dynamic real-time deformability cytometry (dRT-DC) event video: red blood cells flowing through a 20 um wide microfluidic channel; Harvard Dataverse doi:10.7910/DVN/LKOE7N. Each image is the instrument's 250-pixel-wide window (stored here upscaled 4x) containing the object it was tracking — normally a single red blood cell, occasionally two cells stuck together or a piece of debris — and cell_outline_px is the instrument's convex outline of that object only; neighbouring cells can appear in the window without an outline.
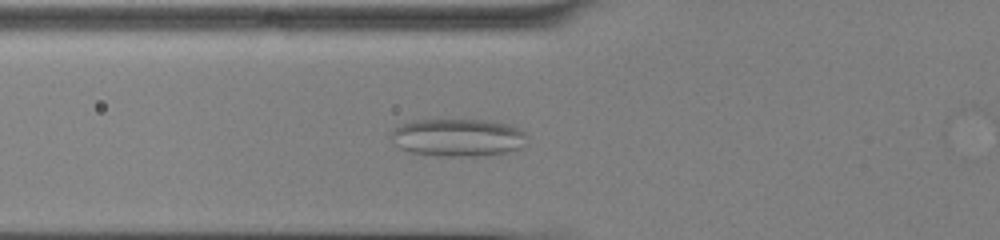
{"species": "common noctule bat (a hibernating species)", "species_latin": "Nyctalus noctula", "temperature_condition": "cold", "stored_images_in_passage": 51, "camera_frame_rate_fps": 3000, "um_per_image_px": 0.085, "animal": {"sex": "male", "body_mass_g": 13.0, "forearm_length_mm": 53.1}, "frame": {"image": 1, "passage_image": 18, "time_ms": 5.667, "image_size_px": [1000, 240], "cell_outline_px": [[528, 144], [524, 148], [504, 152], [476, 156], [448, 156], [412, 152], [400, 148], [392, 144], [388, 136], [392, 128], [412, 120], [440, 116], [492, 120], [508, 124], [520, 128], [528, 136]], "centroid_in_image_um": [38.9, 11.62], "position_along_channel_um": 86.9, "area_um2": 31.56}}
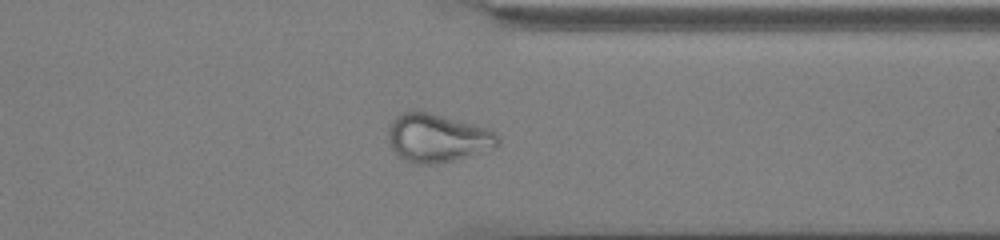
{"frame": {"image": 2, "passage_image": 40, "time_ms": 13.0, "image_size_px": [1000, 240], "cell_outline_px": [[500, 140], [496, 148], [468, 156], [452, 160], [432, 164], [416, 164], [404, 160], [396, 156], [388, 140], [388, 128], [392, 120], [400, 112], [428, 112], [492, 128], [500, 136]], "centroid_in_image_um": [37.2, 11.73], "position_along_channel_um": 374.2, "area_um2": 31.21}}
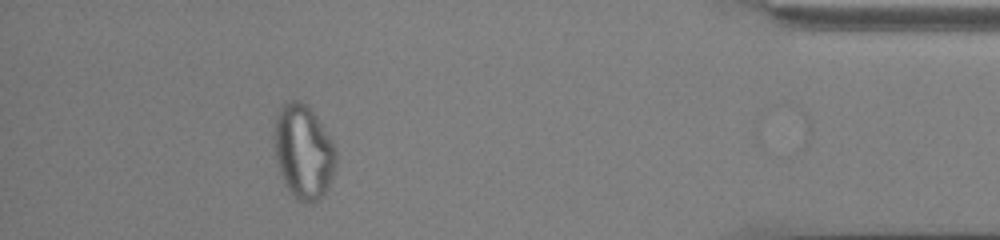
{"frame": {"image": 3, "passage_image": 46, "time_ms": 15.0, "image_size_px": [1000, 240], "cell_outline_px": [[336, 164], [328, 188], [324, 196], [312, 204], [304, 204], [296, 200], [284, 184], [276, 164], [272, 136], [276, 112], [288, 100], [300, 100], [308, 104], [332, 140], [336, 148]], "centroid_in_image_um": [25.76, 12.91], "position_along_channel_um": 409.4, "area_um2": 34.91}}